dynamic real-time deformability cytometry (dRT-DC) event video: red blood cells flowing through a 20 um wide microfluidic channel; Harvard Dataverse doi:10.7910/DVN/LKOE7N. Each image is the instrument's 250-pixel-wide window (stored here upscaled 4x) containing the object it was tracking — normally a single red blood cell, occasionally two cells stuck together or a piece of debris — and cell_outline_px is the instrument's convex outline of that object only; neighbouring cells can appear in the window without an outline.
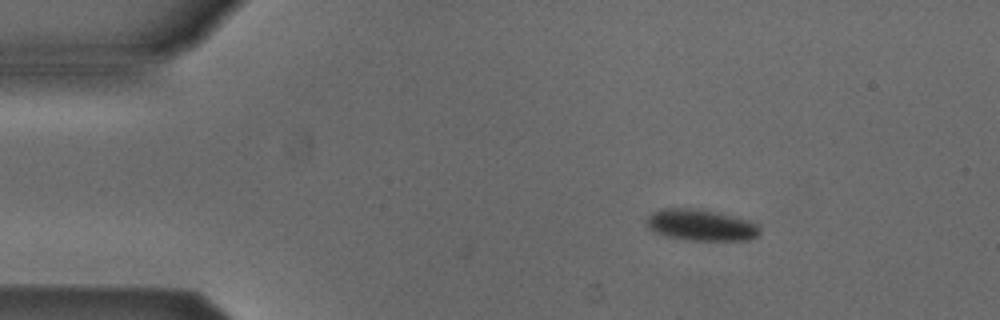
{"species": "Egyptian fruit bat (a non-hibernating species)", "species_latin": "Rousettus aegyptiacus", "temperature_condition": "cold", "stored_images_in_passage": 50, "camera_frame_rate_fps": 3000, "um_per_image_px": 0.085, "animal": {"sex": "male"}, "frame": {"image": 1, "passage_image": 8, "time_ms": 2.333, "image_size_px": [1000, 320], "cell_outline_px": [[760, 232], [756, 236], [748, 240], [684, 240], [664, 236], [652, 232], [648, 228], [644, 220], [652, 212], [660, 208], [696, 208], [748, 220], [756, 224], [760, 228]], "centroid_in_image_um": [59.48, 19.14], "position_along_channel_um": 25.5, "area_um2": 20.81}}
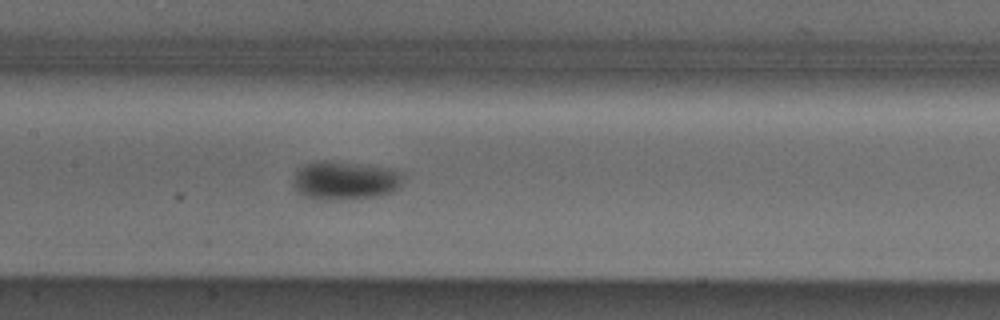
{"frame": {"image": 2, "passage_image": 25, "time_ms": 8.0, "image_size_px": [1000, 320], "cell_outline_px": [[400, 184], [392, 192], [380, 196], [324, 200], [316, 200], [304, 196], [296, 192], [292, 188], [292, 180], [296, 168], [304, 164], [320, 160], [324, 160], [384, 168], [400, 172]], "centroid_in_image_um": [29.17, 15.35], "position_along_channel_um": 178.2, "area_um2": 24.51}}
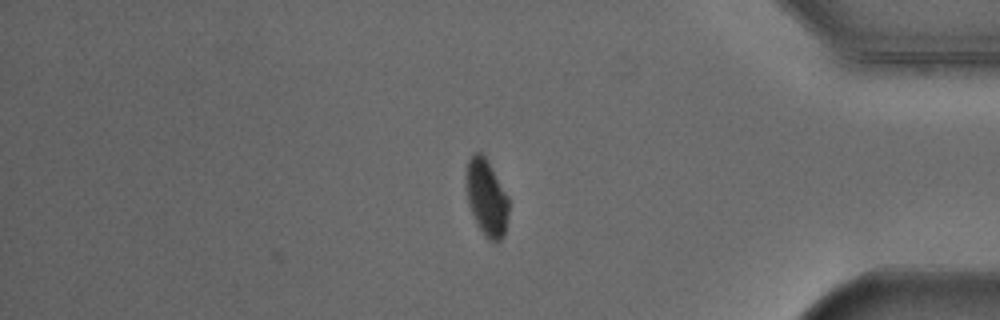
{"frame": {"image": 3, "passage_image": 44, "time_ms": 14.333, "image_size_px": [1000, 320], "cell_outline_px": [[508, 216], [504, 236], [496, 244], [488, 240], [484, 236], [468, 204], [464, 180], [464, 176], [468, 160], [476, 152], [480, 152], [488, 160], [508, 196]], "centroid_in_image_um": [41.34, 16.8], "position_along_channel_um": 393.9, "area_um2": 19.25}, "authors_computed_cell_mechanics": {"area_um2": 20.8369, "velocity_mm_per_s": 3.8846, "shape_relaxation_time_tau1_ms": 3.753, "shape_relaxation_time_tau2_ms": null, "deformation_change_tau1": 0.0749, "deformation_change_tau2": null}}